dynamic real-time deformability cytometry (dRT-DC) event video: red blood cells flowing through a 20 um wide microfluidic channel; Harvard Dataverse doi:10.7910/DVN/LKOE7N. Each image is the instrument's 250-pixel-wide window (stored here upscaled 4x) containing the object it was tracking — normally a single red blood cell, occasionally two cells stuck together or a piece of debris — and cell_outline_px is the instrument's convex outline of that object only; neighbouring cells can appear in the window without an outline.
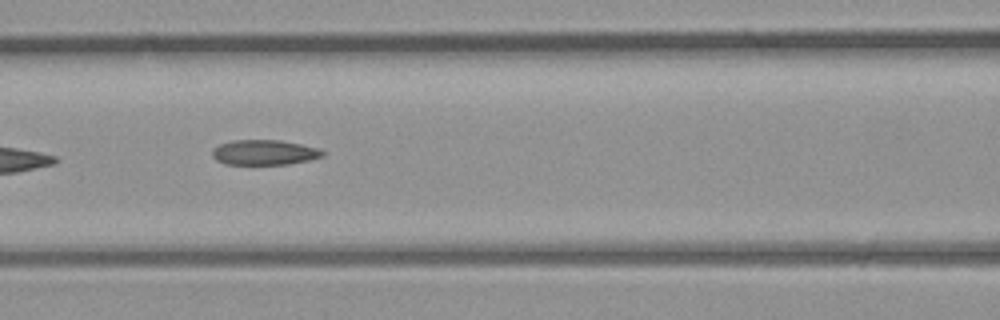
{"species": "common noctule bat (a hibernating species)", "species_latin": "Nyctalus noctula", "temperature_condition": "room temperature", "stored_images_in_passage": 5, "camera_frame_rate_fps": 3000, "um_per_image_px": 0.085, "animal": {"sex": "male", "body_mass_g": 23.1, "forearm_length_mm": 52.7}, "frame": {"image": 1, "passage_image": 5, "time_ms": 4.333, "image_size_px": [1000, 320], "cell_outline_px": [[324, 156], [308, 160], [288, 164], [224, 164], [216, 160], [212, 156], [212, 152], [220, 144], [232, 140], [280, 140], [320, 148], [324, 152]], "centroid_in_image_um": [22.48, 12.95], "position_along_channel_um": 144.1, "area_um2": 16.07}}